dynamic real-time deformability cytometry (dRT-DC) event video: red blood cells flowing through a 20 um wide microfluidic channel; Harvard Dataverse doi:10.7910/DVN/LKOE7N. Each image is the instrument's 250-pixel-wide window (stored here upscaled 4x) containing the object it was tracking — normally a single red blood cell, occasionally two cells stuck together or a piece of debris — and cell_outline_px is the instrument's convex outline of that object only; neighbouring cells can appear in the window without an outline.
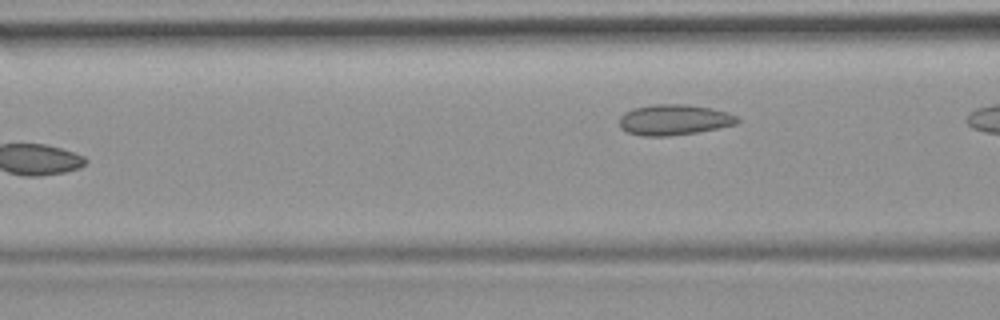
{"species": "common noctule bat (a hibernating species)", "species_latin": "Nyctalus noctula", "temperature_condition": "room temperature", "stored_images_in_passage": 7, "camera_frame_rate_fps": 3000, "um_per_image_px": 0.085, "animal": {"sex": "female", "body_mass_g": 19.9}, "frame": {"image": 1, "passage_image": 7, "time_ms": 2.0, "image_size_px": [1000, 320], "cell_outline_px": [[740, 120], [736, 124], [696, 132], [668, 136], [640, 136], [628, 132], [620, 128], [620, 116], [624, 112], [632, 108], [652, 104], [688, 104], [712, 108], [728, 112], [736, 116]], "centroid_in_image_um": [57.27, 10.17], "position_along_channel_um": 109.3, "area_um2": 21.15}}